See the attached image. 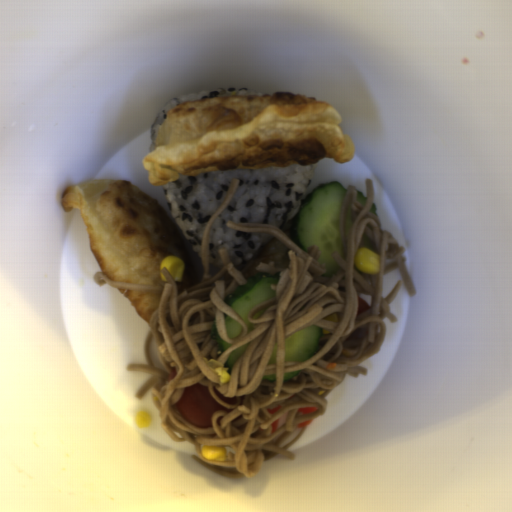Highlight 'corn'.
<instances>
[{"instance_id": "obj_1", "label": "corn", "mask_w": 512, "mask_h": 512, "mask_svg": "<svg viewBox=\"0 0 512 512\" xmlns=\"http://www.w3.org/2000/svg\"><path fill=\"white\" fill-rule=\"evenodd\" d=\"M354 264L363 274L377 275L380 272V256L369 248H360L356 255Z\"/></svg>"}, {"instance_id": "obj_2", "label": "corn", "mask_w": 512, "mask_h": 512, "mask_svg": "<svg viewBox=\"0 0 512 512\" xmlns=\"http://www.w3.org/2000/svg\"><path fill=\"white\" fill-rule=\"evenodd\" d=\"M184 267L185 263L184 260H182L181 258L169 255L166 256L165 258H163L160 264L159 275L161 281H168L162 272V268H166L168 270V272L171 274L175 282L183 281Z\"/></svg>"}, {"instance_id": "obj_3", "label": "corn", "mask_w": 512, "mask_h": 512, "mask_svg": "<svg viewBox=\"0 0 512 512\" xmlns=\"http://www.w3.org/2000/svg\"><path fill=\"white\" fill-rule=\"evenodd\" d=\"M201 454L206 460L226 461L228 455L224 446H202Z\"/></svg>"}, {"instance_id": "obj_4", "label": "corn", "mask_w": 512, "mask_h": 512, "mask_svg": "<svg viewBox=\"0 0 512 512\" xmlns=\"http://www.w3.org/2000/svg\"><path fill=\"white\" fill-rule=\"evenodd\" d=\"M206 365L216 373L219 383L229 382L231 372H229L228 368H226L221 361L211 358L207 360Z\"/></svg>"}, {"instance_id": "obj_5", "label": "corn", "mask_w": 512, "mask_h": 512, "mask_svg": "<svg viewBox=\"0 0 512 512\" xmlns=\"http://www.w3.org/2000/svg\"><path fill=\"white\" fill-rule=\"evenodd\" d=\"M135 422L140 428H148L151 425L152 420L148 412L140 410L135 416Z\"/></svg>"}]
</instances>
